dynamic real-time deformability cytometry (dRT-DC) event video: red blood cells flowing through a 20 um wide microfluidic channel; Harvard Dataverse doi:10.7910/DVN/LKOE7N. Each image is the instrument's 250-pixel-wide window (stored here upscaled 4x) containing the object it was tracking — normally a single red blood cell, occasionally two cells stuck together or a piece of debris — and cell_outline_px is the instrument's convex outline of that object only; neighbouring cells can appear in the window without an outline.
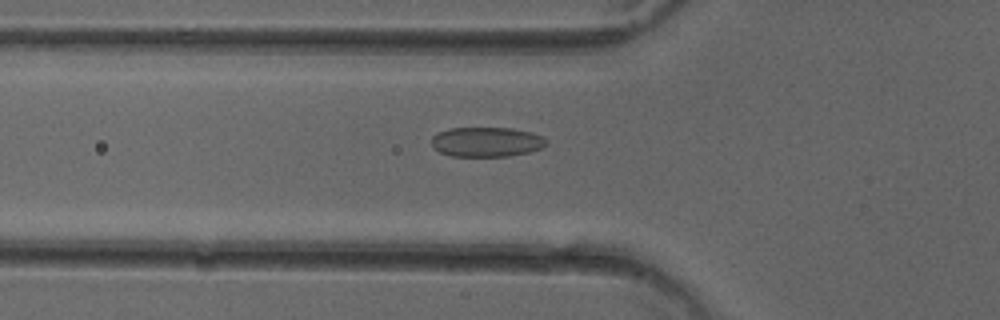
{"species": "common noctule bat (a hibernating species)", "species_latin": "Nyctalus noctula", "temperature_condition": "cold", "stored_images_in_passage": 24, "camera_frame_rate_fps": 3000, "um_per_image_px": 0.085, "animal": {"sex": "female"}, "frame": {"image": 1, "passage_image": 11, "time_ms": 3.333, "image_size_px": [1000, 320], "cell_outline_px": [[548, 144], [544, 148], [528, 152], [508, 156], [452, 156], [440, 152], [432, 148], [432, 136], [448, 128], [512, 128], [532, 132], [544, 136], [548, 140]], "centroid_in_image_um": [41.4, 12.06], "position_along_channel_um": 84.4, "area_um2": 20.11}}
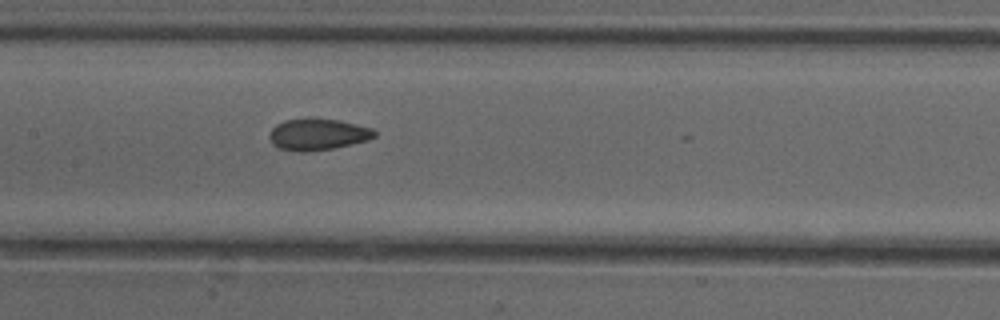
{"frame": {"image": 2, "passage_image": 18, "time_ms": 5.667, "image_size_px": [1000, 320], "cell_outline_px": [[376, 136], [368, 140], [352, 144], [332, 148], [308, 152], [296, 152], [276, 148], [272, 144], [268, 136], [272, 128], [276, 124], [284, 120], [340, 120], [372, 128], [376, 132]], "centroid_in_image_um": [26.99, 11.46], "position_along_channel_um": 180.4, "area_um2": 19.13}}
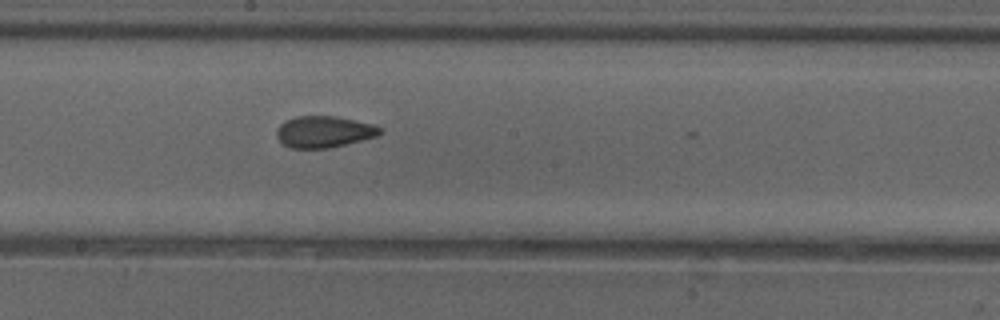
{"frame": {"image": 3, "passage_image": 21, "time_ms": 6.667, "image_size_px": [1000, 320], "cell_outline_px": [[384, 132], [376, 136], [328, 148], [288, 148], [276, 136], [276, 128], [284, 120], [296, 116], [336, 116], [376, 124]], "centroid_in_image_um": [27.52, 11.18], "position_along_channel_um": 220.7, "area_um2": 19.07}}